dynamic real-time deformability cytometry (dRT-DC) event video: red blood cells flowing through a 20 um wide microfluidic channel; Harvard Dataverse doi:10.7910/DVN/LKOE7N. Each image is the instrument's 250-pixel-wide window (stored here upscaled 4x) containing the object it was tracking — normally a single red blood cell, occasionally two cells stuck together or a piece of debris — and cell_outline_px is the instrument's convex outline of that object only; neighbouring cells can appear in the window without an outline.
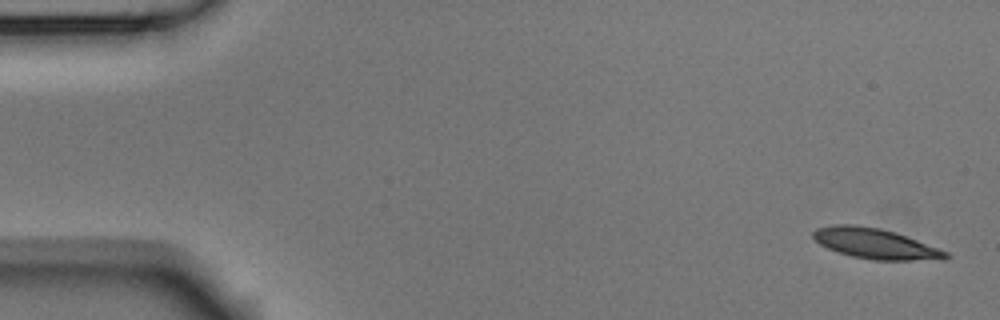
{"species": "Egyptian fruit bat (a non-hibernating species)", "species_latin": "Rousettus aegyptiacus", "temperature_condition": "room temperature", "stored_images_in_passage": 6, "camera_frame_rate_fps": 3000, "um_per_image_px": 0.085, "animal": {"sex": "male"}, "frame": {"image": 1, "passage_image": 1, "time_ms": 0.0, "image_size_px": [1000, 320], "cell_outline_px": [[952, 256], [944, 260], [872, 260], [852, 256], [828, 248], [820, 244], [812, 236], [812, 232], [816, 228], [832, 224], [852, 224], [880, 228], [896, 232], [948, 252]], "centroid_in_image_um": [74.42, 20.7], "position_along_channel_um": 10.6, "area_um2": 23.52}}
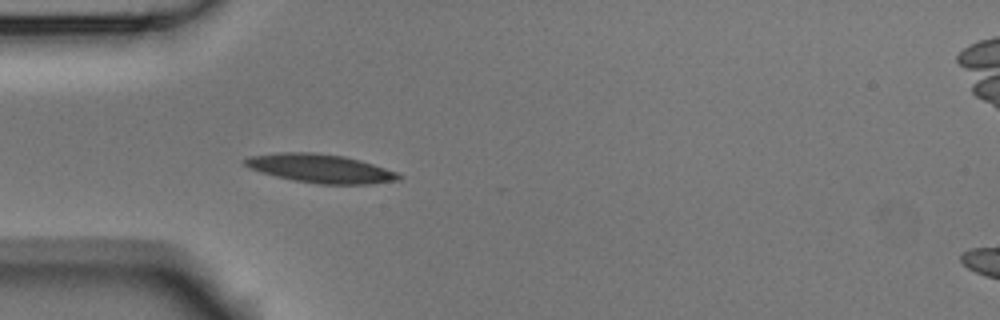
{"frame": {"image": 2, "passage_image": 5, "time_ms": 1.333, "image_size_px": [1000, 320], "cell_outline_px": [[404, 176], [400, 180], [372, 184], [320, 184], [292, 180], [260, 172], [248, 168], [240, 160], [248, 156], [280, 152], [316, 152], [344, 156], [360, 160], [400, 172]], "centroid_in_image_um": [27.25, 14.31], "position_along_channel_um": 57.8, "area_um2": 26.13}}